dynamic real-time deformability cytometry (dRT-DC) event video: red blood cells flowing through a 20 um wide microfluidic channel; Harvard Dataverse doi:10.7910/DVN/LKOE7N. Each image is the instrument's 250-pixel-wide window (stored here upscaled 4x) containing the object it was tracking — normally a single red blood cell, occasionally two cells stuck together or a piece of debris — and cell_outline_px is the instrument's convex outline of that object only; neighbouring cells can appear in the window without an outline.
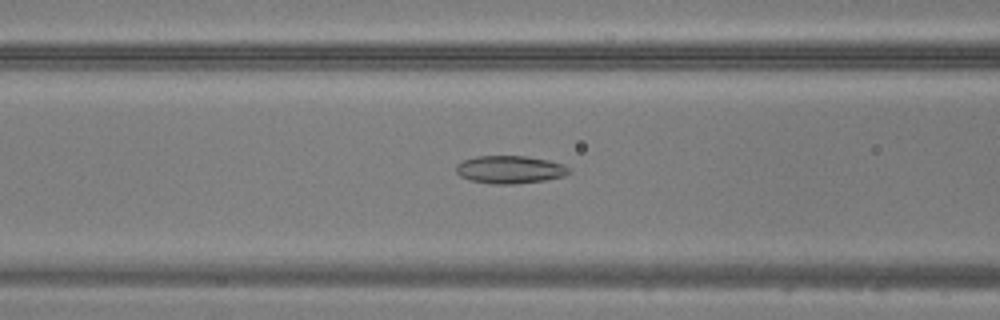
{"species": "common noctule bat (a hibernating species)", "species_latin": "Nyctalus noctula", "temperature_condition": "warm", "stored_images_in_passage": 48, "camera_frame_rate_fps": 3000, "um_per_image_px": 0.085, "animal": {"sex": "male", "body_mass_g": 20.5, "forearm_length_mm": 52.5}, "frame": {"image": 1, "passage_image": 20, "time_ms": 6.333, "image_size_px": [1000, 320], "cell_outline_px": [[572, 172], [564, 176], [544, 180], [512, 184], [492, 184], [472, 180], [460, 176], [456, 172], [456, 164], [464, 160], [476, 156], [524, 156], [548, 160], [564, 164]], "centroid_in_image_um": [43.35, 14.41], "position_along_channel_um": 123.3, "area_um2": 18.21}}
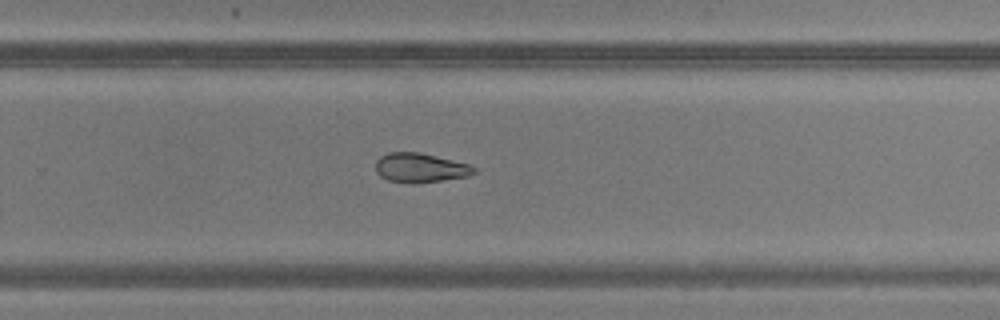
{"frame": {"image": 2, "passage_image": 32, "time_ms": 10.333, "image_size_px": [1000, 320], "cell_outline_px": [[476, 172], [468, 176], [412, 184], [388, 180], [380, 176], [376, 172], [376, 160], [380, 156], [388, 152], [420, 152], [468, 164], [476, 168]], "centroid_in_image_um": [35.68, 14.26], "position_along_channel_um": 294.1, "area_um2": 16.76}}
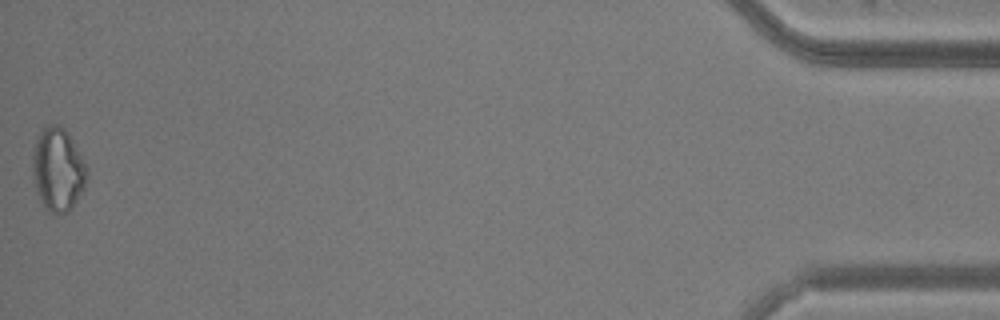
{"frame": {"image": 3, "passage_image": 48, "time_ms": 15.667, "image_size_px": [1000, 320], "cell_outline_px": [[88, 176], [84, 188], [68, 212], [52, 216], [48, 212], [40, 200], [36, 192], [32, 172], [32, 156], [36, 136], [40, 128], [48, 124], [56, 124], [64, 128], [72, 140], [88, 168]], "centroid_in_image_um": [4.89, 14.41], "position_along_channel_um": 430.3, "area_um2": 26.82}}